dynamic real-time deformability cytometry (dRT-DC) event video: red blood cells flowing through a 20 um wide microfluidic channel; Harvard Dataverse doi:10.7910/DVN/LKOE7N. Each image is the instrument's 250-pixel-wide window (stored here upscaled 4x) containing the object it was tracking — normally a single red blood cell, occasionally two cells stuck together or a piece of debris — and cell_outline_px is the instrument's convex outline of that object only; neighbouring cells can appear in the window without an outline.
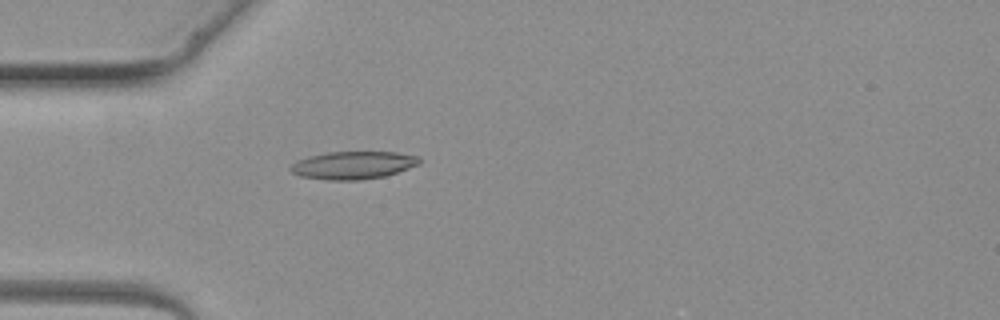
{"species": "common noctule bat (a hibernating species)", "species_latin": "Nyctalus noctula", "temperature_condition": "warm", "stored_images_in_passage": 1, "camera_frame_rate_fps": 3000, "um_per_image_px": 0.085, "animal": {"sex": "female", "body_mass_g": 19.3, "forearm_length_mm": 54.1}, "frame": {"image": 1, "passage_image": 1, "time_ms": 0.0, "image_size_px": [1000, 320], "cell_outline_px": [[420, 164], [384, 176], [360, 180], [328, 180], [300, 176], [292, 172], [288, 168], [296, 160], [308, 156], [328, 152], [396, 152], [420, 156]], "centroid_in_image_um": [30.0, 14.03], "position_along_channel_um": 55.0, "area_um2": 20.87}}